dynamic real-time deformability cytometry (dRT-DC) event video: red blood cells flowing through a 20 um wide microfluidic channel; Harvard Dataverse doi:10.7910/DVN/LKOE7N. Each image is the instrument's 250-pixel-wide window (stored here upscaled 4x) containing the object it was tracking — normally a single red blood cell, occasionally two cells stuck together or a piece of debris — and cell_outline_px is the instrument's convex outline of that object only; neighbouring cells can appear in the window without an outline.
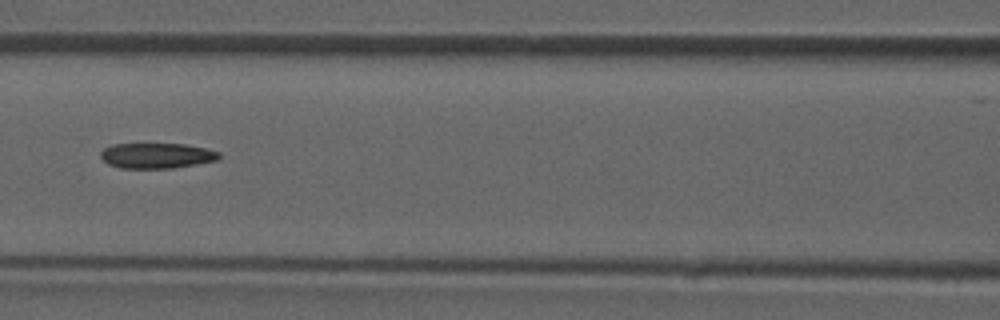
{"species": "common noctule bat (a hibernating species)", "species_latin": "Nyctalus noctula", "temperature_condition": "room temperature", "stored_images_in_passage": 48, "camera_frame_rate_fps": 3000, "um_per_image_px": 0.085, "animal": {"sex": "male", "forearm_length_mm": 52.5}, "frame": {"image": 1, "passage_image": 21, "time_ms": 6.667, "image_size_px": [1000, 320], "cell_outline_px": [[220, 156], [216, 160], [196, 164], [172, 168], [120, 168], [108, 164], [100, 156], [100, 152], [104, 148], [112, 144], [184, 144], [204, 148], [220, 152]], "centroid_in_image_um": [13.29, 13.23], "position_along_channel_um": 153.3, "area_um2": 17.4}}